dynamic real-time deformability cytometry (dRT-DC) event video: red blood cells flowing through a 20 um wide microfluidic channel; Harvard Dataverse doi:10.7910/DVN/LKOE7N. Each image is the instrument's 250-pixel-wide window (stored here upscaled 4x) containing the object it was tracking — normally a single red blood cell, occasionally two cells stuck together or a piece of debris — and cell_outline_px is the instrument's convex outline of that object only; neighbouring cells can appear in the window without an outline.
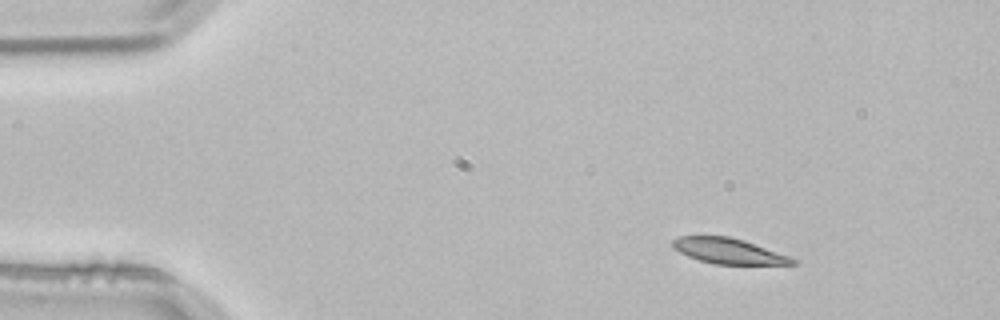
{"species": "common noctule bat (a hibernating species)", "species_latin": "Nyctalus noctula", "temperature_condition": "room temperature", "stored_images_in_passage": 3, "camera_frame_rate_fps": 3000, "um_per_image_px": 0.085, "animal": {"sex": "male", "body_mass_g": 21.5, "forearm_length_mm": 52.0}, "frame": {"image": 1, "passage_image": 1, "time_ms": 0.0, "image_size_px": [1000, 320], "cell_outline_px": [[796, 264], [712, 264], [688, 256], [672, 248], [672, 240], [680, 236], [728, 236], [744, 240], [788, 256], [796, 260]], "centroid_in_image_um": [61.88, 21.33], "position_along_channel_um": 23.1, "area_um2": 17.57}}
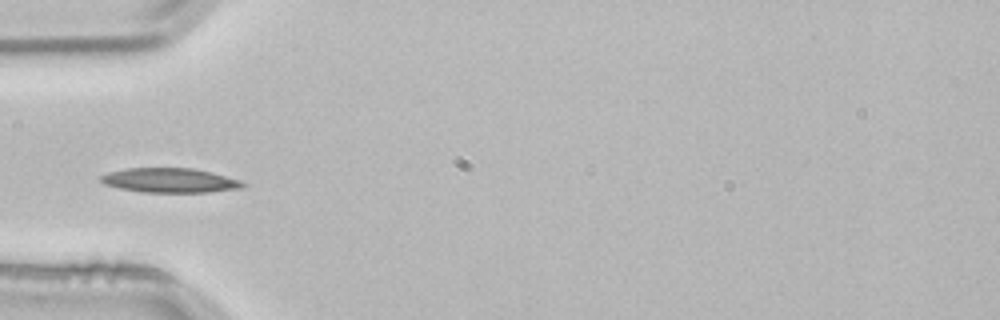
{"frame": {"image": 2, "passage_image": 3, "time_ms": 0.667, "image_size_px": [1000, 320], "cell_outline_px": [[248, 184], [244, 188], [208, 192], [144, 192], [120, 188], [104, 184], [100, 180], [100, 176], [108, 172], [124, 168], [192, 168], [212, 172], [240, 180]], "centroid_in_image_um": [14.47, 15.33], "position_along_channel_um": 70.5, "area_um2": 20.35}}